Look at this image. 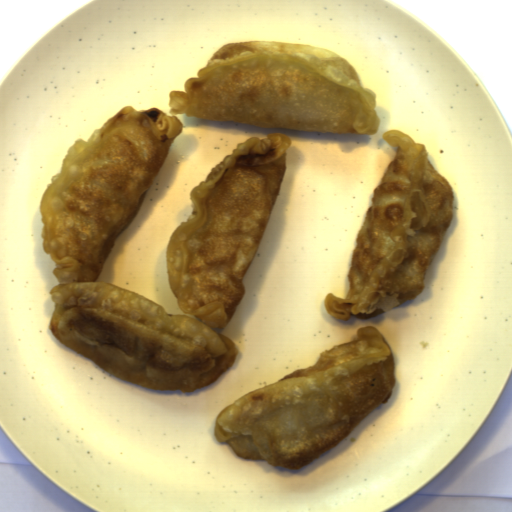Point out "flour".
<instances>
[{
	"label": "flour",
	"instance_id": "2",
	"mask_svg": "<svg viewBox=\"0 0 512 512\" xmlns=\"http://www.w3.org/2000/svg\"><path fill=\"white\" fill-rule=\"evenodd\" d=\"M394 354L381 330L358 329L356 338L226 406L214 437L241 458L300 469L337 448L393 394Z\"/></svg>",
	"mask_w": 512,
	"mask_h": 512
},
{
	"label": "flour",
	"instance_id": "1",
	"mask_svg": "<svg viewBox=\"0 0 512 512\" xmlns=\"http://www.w3.org/2000/svg\"><path fill=\"white\" fill-rule=\"evenodd\" d=\"M169 108L119 109L88 140H75L39 210L41 245L58 284L54 338L117 379L193 393L237 360L229 327L280 194L292 145L284 133L238 143L189 193L192 209L167 240L168 281L183 314L98 281L139 212L174 139L176 115L259 128L340 135L380 129L377 95L351 63L324 48L279 40L219 47Z\"/></svg>",
	"mask_w": 512,
	"mask_h": 512
},
{
	"label": "flour",
	"instance_id": "3",
	"mask_svg": "<svg viewBox=\"0 0 512 512\" xmlns=\"http://www.w3.org/2000/svg\"><path fill=\"white\" fill-rule=\"evenodd\" d=\"M396 152L373 191L348 270L345 298L329 293L332 318L367 320L421 295L429 268L455 213L451 182L437 171L425 145L387 130Z\"/></svg>",
	"mask_w": 512,
	"mask_h": 512
}]
</instances>
